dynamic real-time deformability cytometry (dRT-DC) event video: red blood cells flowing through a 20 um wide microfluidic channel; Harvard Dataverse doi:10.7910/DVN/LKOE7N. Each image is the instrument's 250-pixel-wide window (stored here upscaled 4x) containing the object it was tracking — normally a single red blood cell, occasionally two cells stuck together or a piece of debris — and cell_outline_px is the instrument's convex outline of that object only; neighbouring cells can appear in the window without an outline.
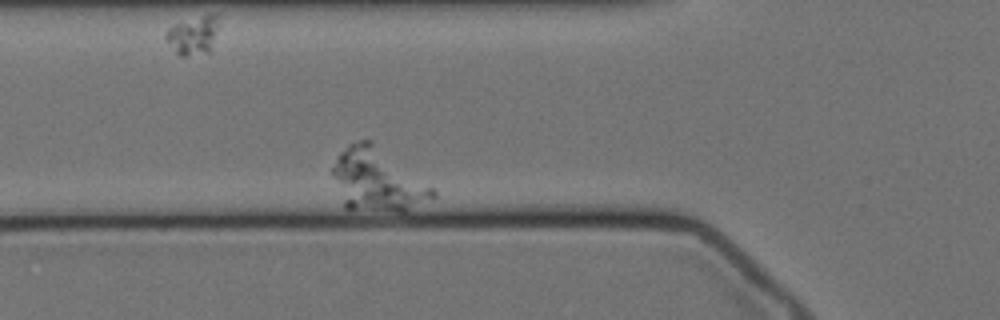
{"species": "Egyptian fruit bat (a non-hibernating species)", "species_latin": "Rousettus aegyptiacus", "temperature_condition": "cold", "stored_images_in_passage": 42, "camera_frame_rate_fps": 3000, "um_per_image_px": 0.085, "animal": {"sex": "female"}, "frame": {"image": 1, "passage_image": 7, "time_ms": 2.0, "image_size_px": [1000, 320], "cell_outline_px": [[436, 196], [432, 200], [404, 212], [396, 212], [344, 208], [332, 176], [332, 168], [340, 152], [348, 144], [360, 140], [372, 140], [432, 188], [436, 192]], "centroid_in_image_um": [32.05, 15.32], "position_along_channel_um": 93.7, "area_um2": 36.36}}
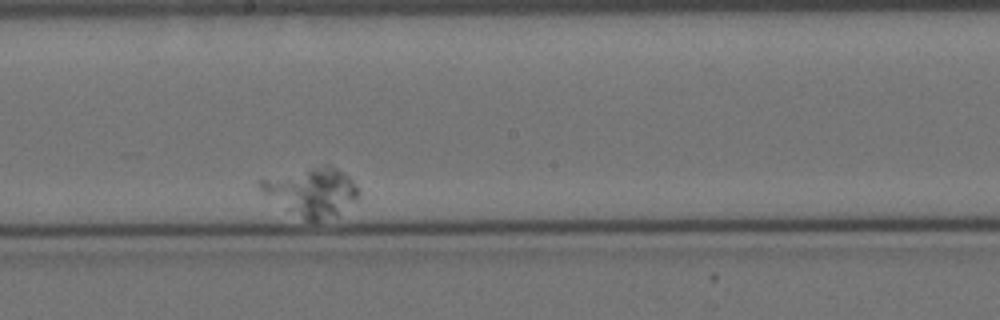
{"frame": {"image": 2, "passage_image": 24, "time_ms": 7.667, "image_size_px": [1000, 320], "cell_outline_px": [[360, 192], [356, 200], [336, 216], [320, 220], [304, 220], [264, 192], [260, 188], [260, 180], [324, 164], [328, 164], [336, 168], [348, 176], [360, 188]], "centroid_in_image_um": [26.6, 16.29], "position_along_channel_um": 221.6, "area_um2": 26.82}}
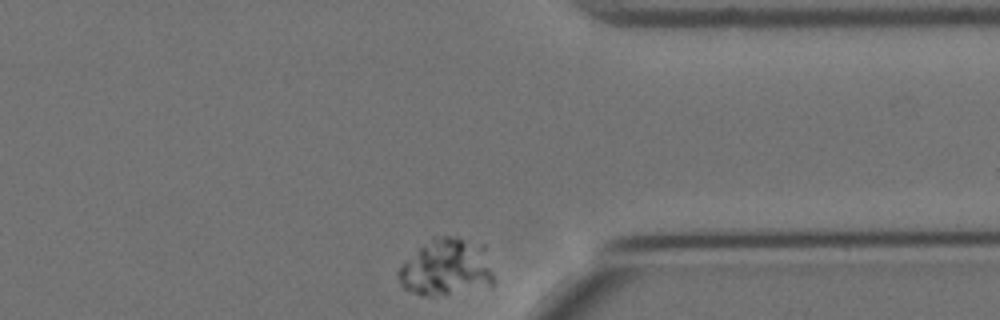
{"frame": {"image": 3, "passage_image": 42, "time_ms": 13.667, "image_size_px": [1000, 320], "cell_outline_px": [[492, 284], [432, 296], [420, 296], [404, 288], [400, 284], [396, 276], [400, 268], [432, 236], [448, 236], [460, 240], [468, 244], [492, 272]], "centroid_in_image_um": [37.72, 22.81], "position_along_channel_um": 373.7, "area_um2": 28.73}}